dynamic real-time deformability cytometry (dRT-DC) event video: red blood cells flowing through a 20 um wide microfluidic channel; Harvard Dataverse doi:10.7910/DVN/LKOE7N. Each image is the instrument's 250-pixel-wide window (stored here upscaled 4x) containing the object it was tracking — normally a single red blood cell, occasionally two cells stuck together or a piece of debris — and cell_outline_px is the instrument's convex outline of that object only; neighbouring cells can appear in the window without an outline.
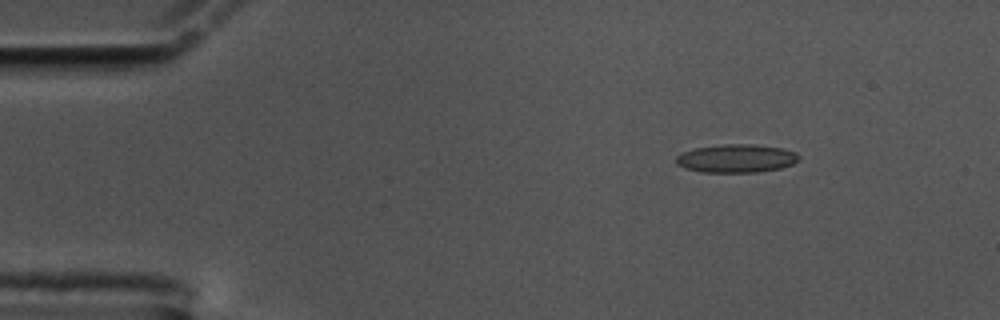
{"species": "common noctule bat (a hibernating species)", "species_latin": "Nyctalus noctula", "temperature_condition": "cold", "stored_images_in_passage": 51, "camera_frame_rate_fps": 3000, "um_per_image_px": 0.085, "animal": {"sex": "male", "body_mass_g": 17.5, "forearm_length_mm": 52.3}, "frame": {"image": 1, "passage_image": 1, "time_ms": 0.0, "image_size_px": [1000, 320], "cell_outline_px": [[800, 156], [792, 164], [780, 168], [756, 172], [700, 172], [684, 168], [676, 164], [676, 156], [680, 152], [692, 148], [724, 144], [752, 144], [784, 148], [796, 152]], "centroid_in_image_um": [62.54, 13.46], "position_along_channel_um": 22.5, "area_um2": 20.4}}
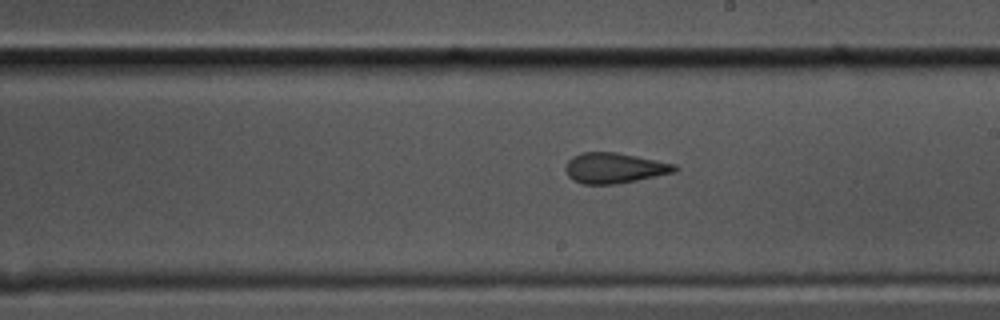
{"frame": {"image": 2, "passage_image": 26, "time_ms": 8.333, "image_size_px": [1000, 320], "cell_outline_px": [[680, 168], [676, 172], [616, 184], [584, 184], [572, 180], [568, 176], [564, 168], [564, 164], [572, 156], [584, 152], [616, 152], [676, 164]], "centroid_in_image_um": [52.2, 14.28], "position_along_channel_um": 236.8, "area_um2": 19.48}}
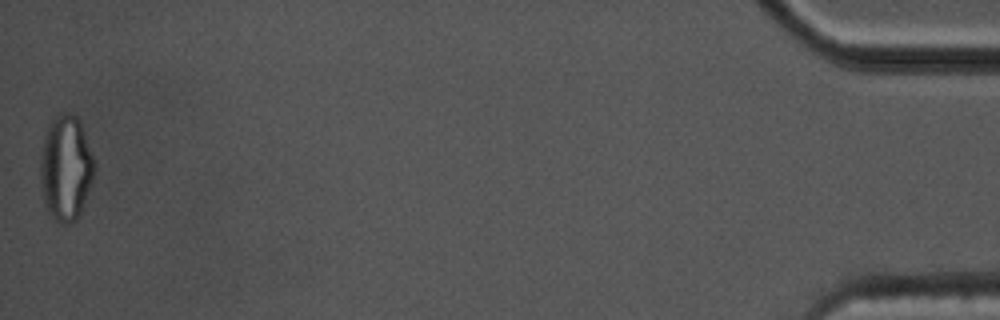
{"frame": {"image": 3, "passage_image": 51, "time_ms": 16.667, "image_size_px": [1000, 320], "cell_outline_px": [[96, 168], [92, 180], [80, 212], [76, 220], [72, 224], [60, 224], [48, 212], [44, 200], [40, 176], [40, 156], [48, 124], [60, 112], [68, 112], [76, 116], [80, 120], [96, 160]], "centroid_in_image_um": [5.62, 14.25], "position_along_channel_um": 429.6, "area_um2": 33.41}, "authors_computed_cell_mechanics": {"area_um2": 19.7098, "velocity_mm_per_s": 3.4581, "shape_relaxation_time_tau1_ms": 8.7423, "shape_relaxation_time_tau2_ms": 1.9328, "deformation_change_tau1": 0.2195, "deformation_change_tau2": 0.1148}}